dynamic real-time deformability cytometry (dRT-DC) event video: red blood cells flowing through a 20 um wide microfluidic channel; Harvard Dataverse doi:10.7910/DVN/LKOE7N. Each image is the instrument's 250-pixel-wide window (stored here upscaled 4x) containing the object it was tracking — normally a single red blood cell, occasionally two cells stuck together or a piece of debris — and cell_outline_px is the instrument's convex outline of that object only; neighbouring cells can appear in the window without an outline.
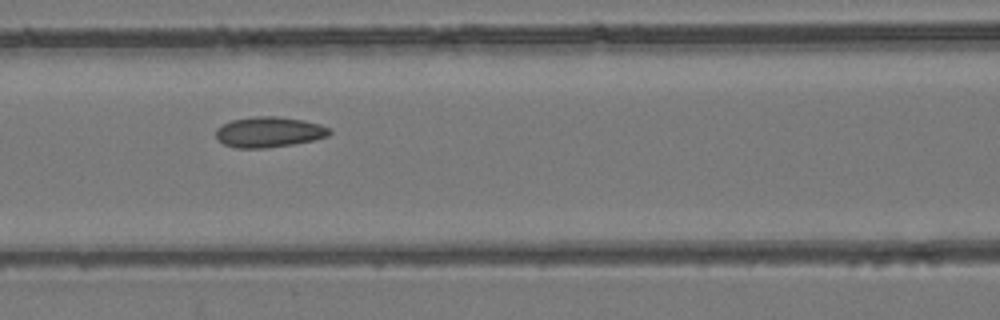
{"species": "common noctule bat (a hibernating species)", "species_latin": "Nyctalus noctula", "temperature_condition": "room temperature", "stored_images_in_passage": 8, "camera_frame_rate_fps": 3000, "um_per_image_px": 0.085, "animal": {"sex": "female", "body_mass_g": 24.6, "forearm_length_mm": 56.2}, "frame": {"image": 1, "passage_image": 6, "time_ms": 1.667, "image_size_px": [1000, 320], "cell_outline_px": [[332, 132], [328, 136], [312, 140], [292, 144], [268, 148], [236, 148], [224, 144], [216, 140], [216, 128], [232, 120], [256, 116], [276, 116], [304, 120], [320, 124], [328, 128]], "centroid_in_image_um": [22.84, 11.22], "position_along_channel_um": 143.8, "area_um2": 20.17}}
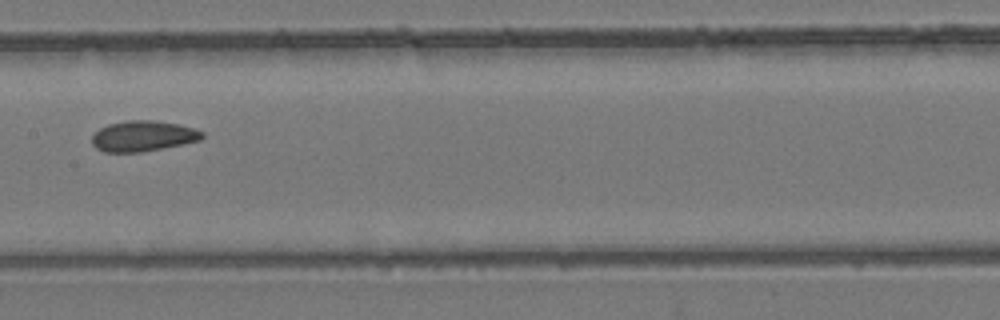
{"frame": {"image": 2, "passage_image": 7, "time_ms": 2.0, "image_size_px": [1000, 320], "cell_outline_px": [[204, 136], [200, 140], [140, 152], [104, 152], [96, 148], [92, 144], [92, 136], [100, 128], [108, 124], [128, 120], [152, 120], [180, 124], [196, 128], [204, 132]], "centroid_in_image_um": [12.16, 11.55], "position_along_channel_um": 195.2, "area_um2": 19.59}}
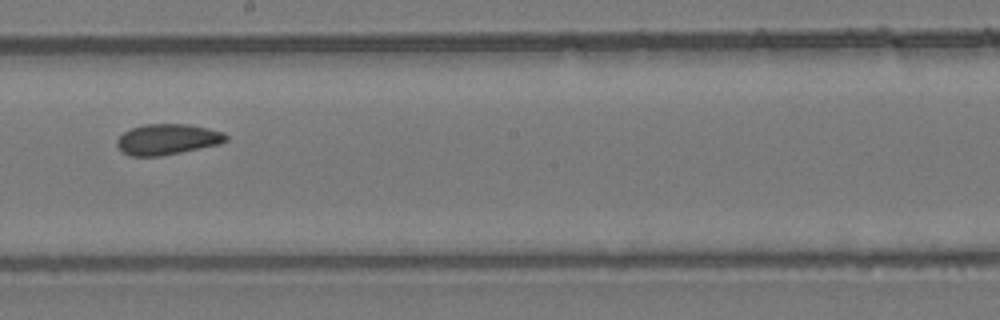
{"frame": {"image": 3, "passage_image": 8, "time_ms": 2.333, "image_size_px": [1000, 320], "cell_outline_px": [[228, 140], [220, 144], [160, 156], [132, 156], [124, 152], [116, 144], [116, 140], [124, 132], [132, 128], [144, 124], [188, 124], [208, 128], [224, 132], [228, 136]], "centroid_in_image_um": [14.26, 11.83], "position_along_channel_um": 233.9, "area_um2": 19.42}}